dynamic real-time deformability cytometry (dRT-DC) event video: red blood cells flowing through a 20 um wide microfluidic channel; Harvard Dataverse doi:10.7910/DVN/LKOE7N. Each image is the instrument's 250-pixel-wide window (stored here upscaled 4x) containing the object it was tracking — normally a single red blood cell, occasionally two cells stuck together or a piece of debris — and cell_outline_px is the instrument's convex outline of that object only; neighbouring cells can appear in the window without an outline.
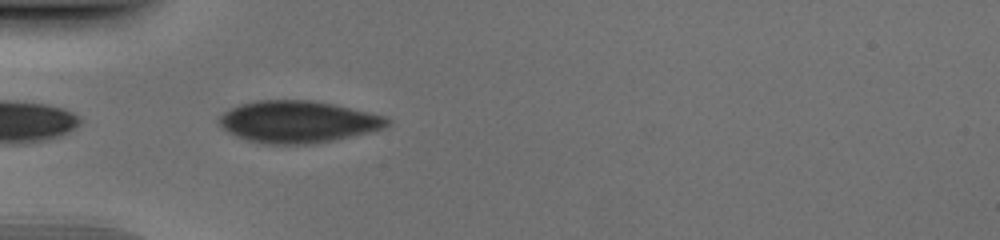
{"species": "human", "species_latin": "Homo sapiens", "temperature_condition": "cold", "stored_images_in_passage": 35, "camera_frame_rate_fps": 3000, "um_per_image_px": 0.085, "donor": {"sex": "male"}, "frame": {"image": 1, "passage_image": 1, "time_ms": 0.0, "image_size_px": [1000, 240], "cell_outline_px": [[392, 124], [384, 128], [368, 132], [332, 140], [312, 144], [268, 144], [248, 140], [236, 136], [228, 132], [216, 120], [224, 112], [240, 104], [256, 100], [312, 100], [332, 104], [388, 116], [392, 120]], "centroid_in_image_um": [25.35, 10.34], "position_along_channel_um": 59.6, "area_um2": 41.04}}
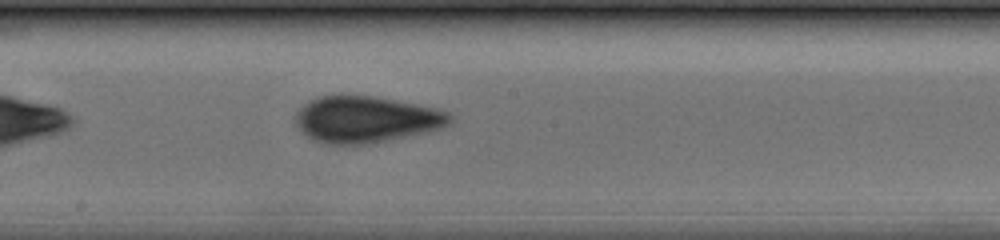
{"frame": {"image": 2, "passage_image": 13, "time_ms": 4.0, "image_size_px": [1000, 240], "cell_outline_px": [[452, 124], [428, 132], [368, 144], [324, 144], [312, 140], [304, 136], [300, 132], [292, 116], [308, 100], [320, 96], [340, 92], [372, 96], [396, 100], [436, 108], [452, 112]], "centroid_in_image_um": [31.06, 10.12], "position_along_channel_um": 217.1, "area_um2": 43.06}}
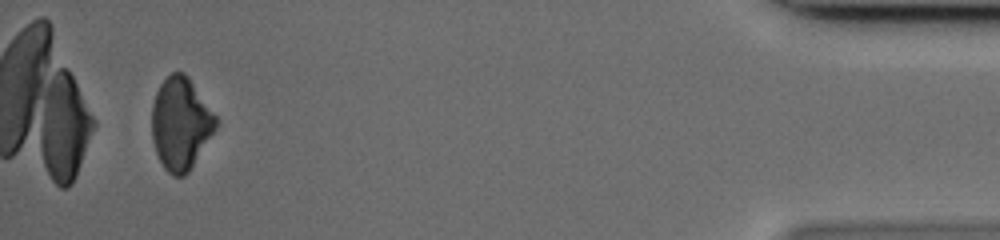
{"frame": {"image": 3, "passage_image": 33, "time_ms": 10.667, "image_size_px": [1000, 240], "cell_outline_px": [[220, 120], [216, 128], [188, 172], [184, 176], [172, 176], [164, 168], [156, 152], [152, 140], [152, 104], [156, 92], [160, 84], [172, 72], [184, 72], [188, 76]], "centroid_in_image_um": [15.36, 10.49], "position_along_channel_um": 419.8, "area_um2": 34.45}}